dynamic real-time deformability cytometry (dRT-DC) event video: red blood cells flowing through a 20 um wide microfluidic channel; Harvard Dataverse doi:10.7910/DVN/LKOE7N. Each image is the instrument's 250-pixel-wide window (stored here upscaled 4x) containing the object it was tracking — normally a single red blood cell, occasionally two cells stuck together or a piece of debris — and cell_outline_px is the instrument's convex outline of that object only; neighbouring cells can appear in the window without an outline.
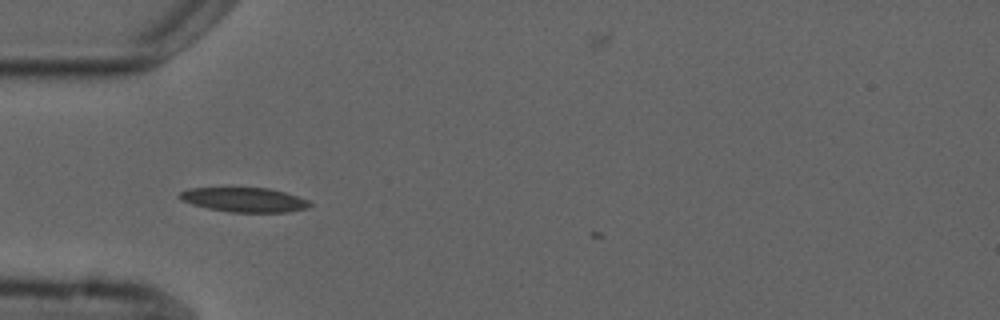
{"species": "common noctule bat (a hibernating species)", "species_latin": "Nyctalus noctula", "temperature_condition": "cold", "stored_images_in_passage": 5, "camera_frame_rate_fps": 3000, "um_per_image_px": 0.085, "animal": {"sex": "male", "forearm_length_mm": 52.5}, "frame": {"image": 1, "passage_image": 1, "time_ms": 0.0, "image_size_px": [1000, 320], "cell_outline_px": [[312, 204], [308, 208], [288, 212], [228, 212], [208, 208], [192, 204], [180, 200], [176, 196], [180, 192], [188, 188], [268, 188], [284, 192], [308, 200]], "centroid_in_image_um": [20.73, 16.98], "position_along_channel_um": 64.3, "area_um2": 18.55}}
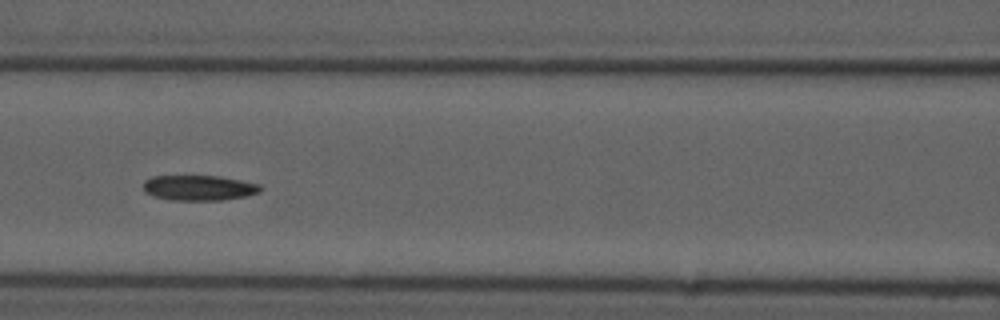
{"frame": {"image": 2, "passage_image": 3, "time_ms": 2.333, "image_size_px": [1000, 320], "cell_outline_px": [[264, 188], [260, 192], [244, 196], [224, 200], [172, 200], [152, 196], [144, 192], [144, 180], [152, 176], [220, 176], [260, 184]], "centroid_in_image_um": [16.91, 15.96], "position_along_channel_um": 149.7, "area_um2": 17.34}}
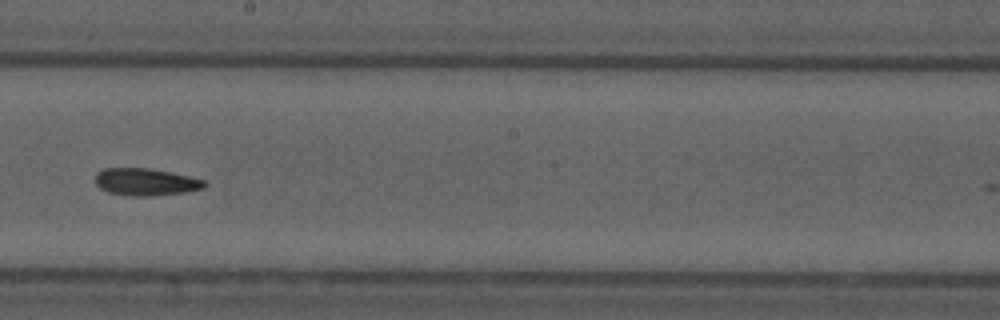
{"frame": {"image": 3, "passage_image": 5, "time_ms": 4.667, "image_size_px": [1000, 320], "cell_outline_px": [[208, 184], [204, 188], [184, 192], [152, 196], [132, 196], [108, 192], [100, 188], [96, 184], [96, 172], [104, 168], [148, 168], [208, 180]], "centroid_in_image_um": [12.4, 15.46], "position_along_channel_um": 235.8, "area_um2": 17.34}}